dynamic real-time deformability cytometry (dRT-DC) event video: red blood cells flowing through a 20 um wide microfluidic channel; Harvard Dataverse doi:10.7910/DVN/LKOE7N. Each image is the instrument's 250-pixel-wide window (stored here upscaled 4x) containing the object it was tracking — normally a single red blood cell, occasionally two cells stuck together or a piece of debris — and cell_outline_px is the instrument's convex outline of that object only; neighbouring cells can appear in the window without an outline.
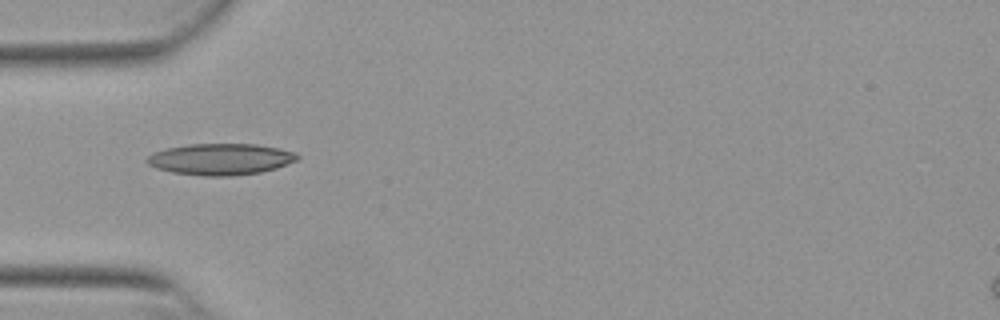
{"species": "Egyptian fruit bat (a non-hibernating species)", "species_latin": "Rousettus aegyptiacus", "temperature_condition": "warm", "stored_images_in_passage": 38, "camera_frame_rate_fps": 3000, "um_per_image_px": 0.085, "animal": {"sex": "female"}, "frame": {"image": 1, "passage_image": 2, "time_ms": 0.333, "image_size_px": [1000, 320], "cell_outline_px": [[300, 156], [296, 160], [276, 168], [260, 172], [232, 176], [204, 176], [172, 172], [156, 168], [148, 164], [144, 160], [152, 152], [168, 148], [188, 144], [256, 144], [280, 148], [296, 152]], "centroid_in_image_um": [18.74, 13.53], "position_along_channel_um": 66.3, "area_um2": 27.57}}
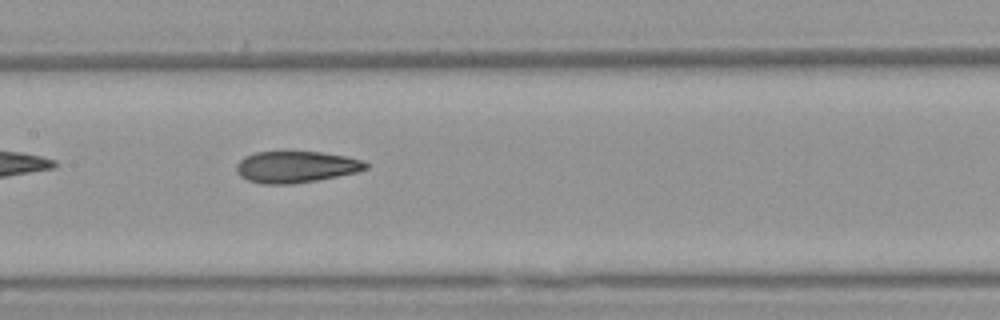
{"frame": {"image": 2, "passage_image": 11, "time_ms": 3.333, "image_size_px": [1000, 320], "cell_outline_px": [[368, 168], [356, 172], [316, 180], [292, 184], [260, 184], [248, 180], [240, 176], [236, 172], [236, 164], [244, 156], [256, 152], [320, 152], [348, 156], [364, 160], [368, 164]], "centroid_in_image_um": [25.14, 14.18], "position_along_channel_um": 182.3, "area_um2": 23.81}}
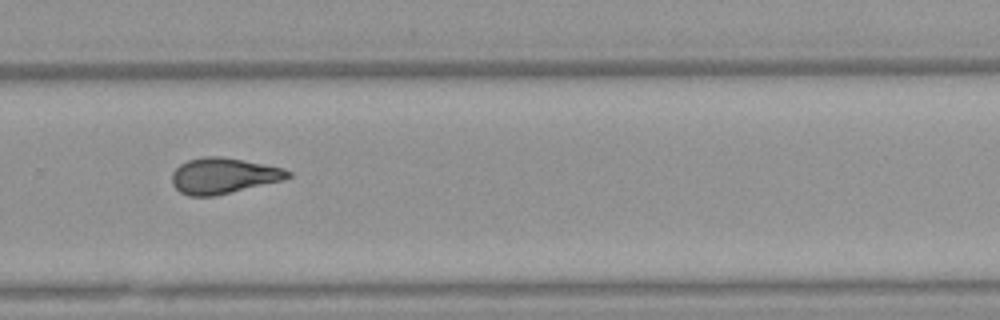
{"frame": {"image": 3, "passage_image": 21, "time_ms": 6.667, "image_size_px": [1000, 320], "cell_outline_px": [[292, 176], [284, 180], [216, 196], [188, 196], [180, 192], [172, 184], [172, 172], [180, 164], [188, 160], [204, 156], [220, 156], [244, 160], [284, 168], [292, 172]], "centroid_in_image_um": [19.0, 14.94], "position_along_channel_um": 310.8, "area_um2": 24.39}, "authors_computed_cell_mechanics": {"area_um2": 23.987, "velocity_mm_per_s": 3.8637, "shape_relaxation_time_tau1_ms": null, "shape_relaxation_time_tau2_ms": 2.4179, "deformation_change_tau1": null, "deformation_change_tau2": 0.104}}